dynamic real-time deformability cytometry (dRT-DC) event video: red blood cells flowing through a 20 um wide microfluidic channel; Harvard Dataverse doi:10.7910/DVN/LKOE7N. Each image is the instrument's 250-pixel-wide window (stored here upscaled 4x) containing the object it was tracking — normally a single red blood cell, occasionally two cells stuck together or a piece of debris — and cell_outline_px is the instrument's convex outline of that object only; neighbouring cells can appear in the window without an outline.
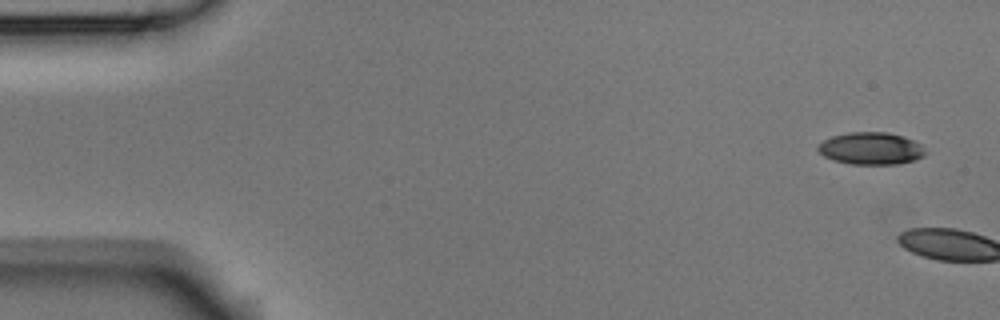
{"species": "Egyptian fruit bat (a non-hibernating species)", "species_latin": "Rousettus aegyptiacus", "temperature_condition": "room temperature", "stored_images_in_passage": 2, "camera_frame_rate_fps": 3000, "um_per_image_px": 0.085, "animal": {"sex": "male"}, "frame": {"image": 1, "passage_image": 1, "time_ms": 0.0, "image_size_px": [1000, 320], "cell_outline_px": [[928, 152], [924, 156], [912, 160], [896, 164], [852, 164], [832, 160], [824, 156], [816, 148], [824, 140], [832, 136], [848, 132], [888, 132], [904, 136], [920, 144]], "centroid_in_image_um": [74.04, 12.61], "position_along_channel_um": 11.0, "area_um2": 20.17}}